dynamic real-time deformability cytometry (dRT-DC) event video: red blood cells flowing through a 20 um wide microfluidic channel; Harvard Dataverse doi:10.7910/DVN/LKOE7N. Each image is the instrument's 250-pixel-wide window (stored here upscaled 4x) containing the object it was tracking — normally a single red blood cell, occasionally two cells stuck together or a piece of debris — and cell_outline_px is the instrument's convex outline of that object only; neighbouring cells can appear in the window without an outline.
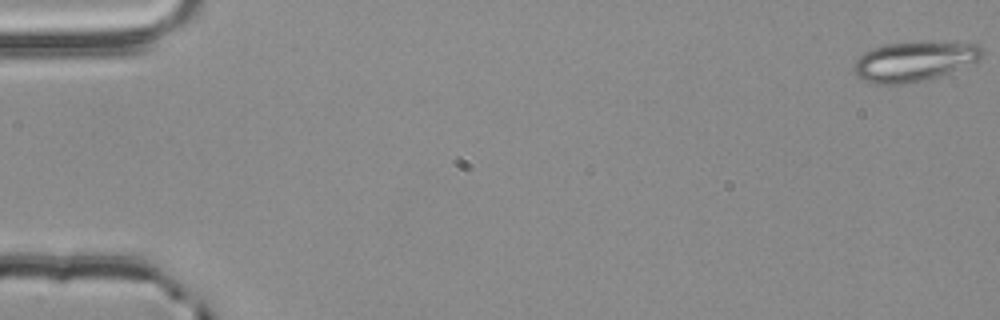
{"species": "common noctule bat (a hibernating species)", "species_latin": "Nyctalus noctula", "temperature_condition": "room temperature", "stored_images_in_passage": 15, "camera_frame_rate_fps": 3000, "um_per_image_px": 0.085, "animal": {"sex": "male", "body_mass_g": 20.4}, "frame": {"image": 1, "passage_image": 1, "time_ms": 0.0, "image_size_px": [1000, 320], "cell_outline_px": [[984, 56], [980, 60], [928, 80], [904, 84], [876, 84], [864, 80], [856, 76], [852, 68], [856, 60], [864, 52], [872, 48], [888, 44], [924, 40], [976, 44], [984, 52]], "centroid_in_image_um": [77.7, 5.2], "position_along_channel_um": 7.3, "area_um2": 30.11}}